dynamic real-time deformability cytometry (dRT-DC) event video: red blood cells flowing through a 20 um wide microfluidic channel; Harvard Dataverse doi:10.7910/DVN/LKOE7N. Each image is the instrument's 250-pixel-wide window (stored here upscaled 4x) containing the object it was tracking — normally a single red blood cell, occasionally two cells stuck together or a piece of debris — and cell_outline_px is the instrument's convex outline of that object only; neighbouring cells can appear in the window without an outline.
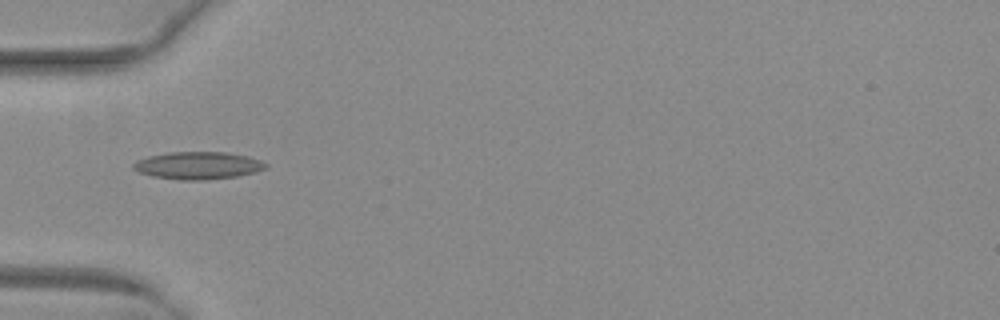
{"species": "common noctule bat (a hibernating species)", "species_latin": "Nyctalus noctula", "temperature_condition": "warm", "stored_images_in_passage": 35, "camera_frame_rate_fps": 3000, "um_per_image_px": 0.085, "animal": {"sex": "female", "body_mass_g": 29.2, "forearm_length_mm": 56.3}, "frame": {"image": 1, "passage_image": 1, "time_ms": 0.0, "image_size_px": [1000, 320], "cell_outline_px": [[268, 168], [256, 172], [236, 176], [208, 180], [180, 180], [152, 176], [140, 172], [132, 168], [132, 164], [136, 160], [148, 156], [168, 152], [228, 152], [248, 156], [260, 160], [268, 164]], "centroid_in_image_um": [16.84, 14.06], "position_along_channel_um": 68.2, "area_um2": 21.39}}
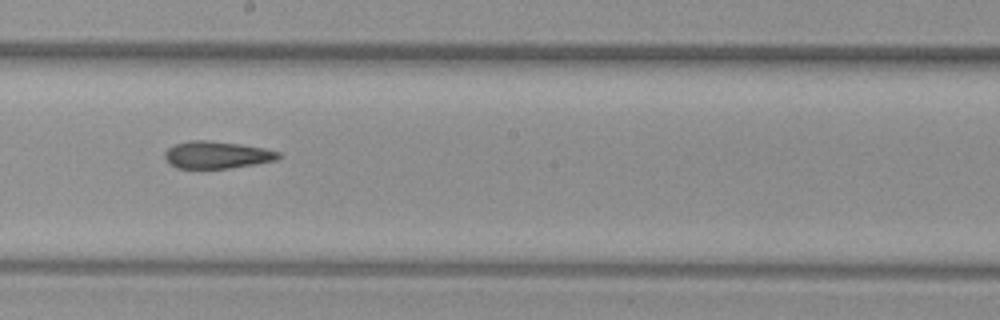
{"frame": {"image": 2, "passage_image": 13, "time_ms": 4.0, "image_size_px": [1000, 320], "cell_outline_px": [[280, 156], [276, 160], [256, 164], [228, 168], [176, 168], [168, 164], [164, 156], [164, 152], [168, 148], [176, 144], [188, 140], [208, 140], [240, 144], [264, 148], [280, 152]], "centroid_in_image_um": [18.4, 13.16], "position_along_channel_um": 229.8, "area_um2": 18.09}}
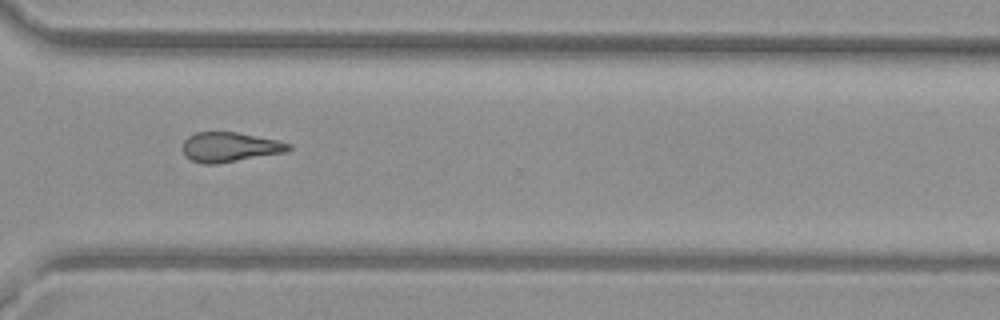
{"frame": {"image": 3, "passage_image": 22, "time_ms": 7.0, "image_size_px": [1000, 320], "cell_outline_px": [[292, 148], [284, 152], [216, 164], [204, 164], [192, 160], [184, 156], [184, 140], [188, 136], [196, 132], [236, 132], [276, 140], [292, 144]], "centroid_in_image_um": [19.51, 12.5], "position_along_channel_um": 351.1, "area_um2": 18.09}, "authors_computed_cell_mechanics": {"area_um2": 18.7272, "velocity_mm_per_s": 4.059, "shape_relaxation_time_tau1_ms": null, "shape_relaxation_time_tau2_ms": 4.6615, "deformation_change_tau1": null, "deformation_change_tau2": 0.1515}}